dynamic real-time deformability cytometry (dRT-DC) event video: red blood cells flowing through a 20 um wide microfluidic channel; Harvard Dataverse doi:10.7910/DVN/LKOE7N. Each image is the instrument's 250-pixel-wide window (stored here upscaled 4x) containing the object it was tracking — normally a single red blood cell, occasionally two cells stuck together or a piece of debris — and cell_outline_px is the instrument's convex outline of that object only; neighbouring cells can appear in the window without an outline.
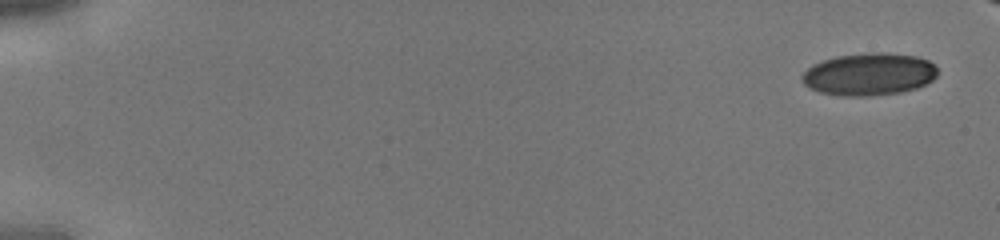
{"species": "human", "species_latin": "Homo sapiens", "temperature_condition": "cold", "stored_images_in_passage": 22, "camera_frame_rate_fps": 3000, "um_per_image_px": 0.085, "donor": {"sex": "male"}, "frame": {"image": 1, "passage_image": 1, "time_ms": 0.0, "image_size_px": [1000, 240], "cell_outline_px": [[936, 76], [932, 80], [916, 88], [900, 92], [868, 96], [844, 96], [820, 92], [804, 84], [800, 76], [812, 64], [836, 56], [872, 52], [888, 52], [916, 56], [928, 60], [936, 68]], "centroid_in_image_um": [73.85, 6.3], "position_along_channel_um": 11.1, "area_um2": 33.35}}
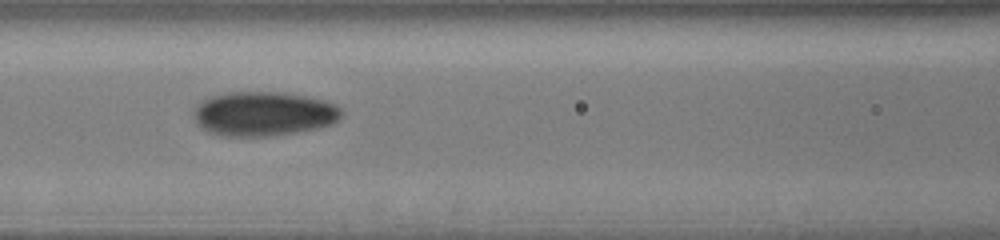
{"frame": {"image": 2, "passage_image": 14, "time_ms": 4.333, "image_size_px": [1000, 240], "cell_outline_px": [[344, 112], [332, 124], [316, 128], [296, 132], [272, 136], [224, 136], [208, 132], [196, 120], [196, 108], [204, 100], [212, 96], [228, 92], [284, 92], [324, 100], [336, 104]], "centroid_in_image_um": [22.46, 9.67], "position_along_channel_um": 144.1, "area_um2": 37.8}}
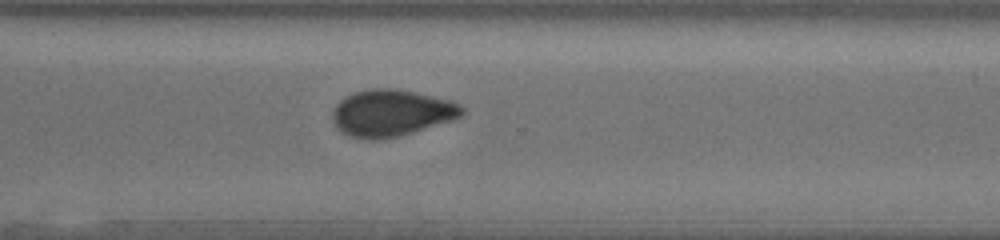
{"frame": {"image": 3, "passage_image": 22, "time_ms": 7.0, "image_size_px": [1000, 240], "cell_outline_px": [[464, 112], [460, 116], [452, 120], [412, 132], [380, 140], [364, 140], [348, 136], [340, 132], [332, 120], [332, 112], [336, 104], [340, 100], [356, 92], [372, 88], [396, 88], [448, 100], [460, 104], [464, 108]], "centroid_in_image_um": [33.22, 9.62], "position_along_channel_um": 337.4, "area_um2": 35.08}}